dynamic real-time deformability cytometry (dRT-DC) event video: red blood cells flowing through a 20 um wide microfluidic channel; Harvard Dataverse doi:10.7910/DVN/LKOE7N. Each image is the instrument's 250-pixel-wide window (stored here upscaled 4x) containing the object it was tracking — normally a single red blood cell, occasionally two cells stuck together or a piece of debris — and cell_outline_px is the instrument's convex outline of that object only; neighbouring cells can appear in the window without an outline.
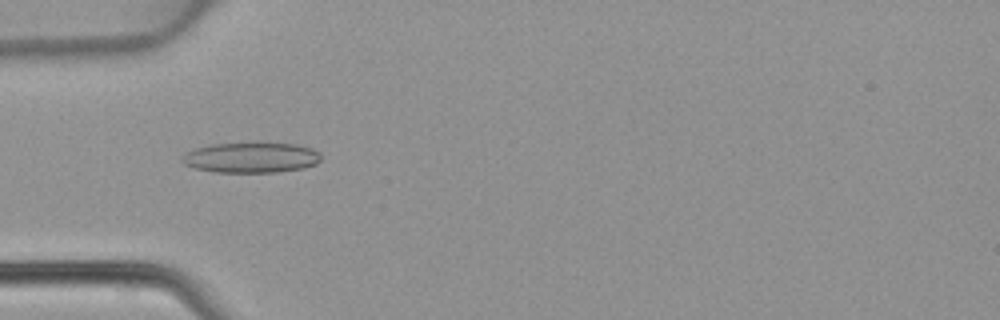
{"species": "common noctule bat (a hibernating species)", "species_latin": "Nyctalus noctula", "temperature_condition": "warm", "stored_images_in_passage": 46, "camera_frame_rate_fps": 3000, "um_per_image_px": 0.085, "animal": {"sex": "female", "body_mass_g": 22.7, "forearm_length_mm": 54.2}, "frame": {"image": 1, "passage_image": 14, "time_ms": 4.333, "image_size_px": [1000, 320], "cell_outline_px": [[320, 160], [316, 164], [304, 168], [276, 172], [212, 172], [192, 168], [184, 164], [180, 160], [180, 156], [184, 152], [208, 144], [256, 140], [296, 144], [312, 148], [320, 152]], "centroid_in_image_um": [21.3, 13.35], "position_along_channel_um": 63.7, "area_um2": 25.89}}
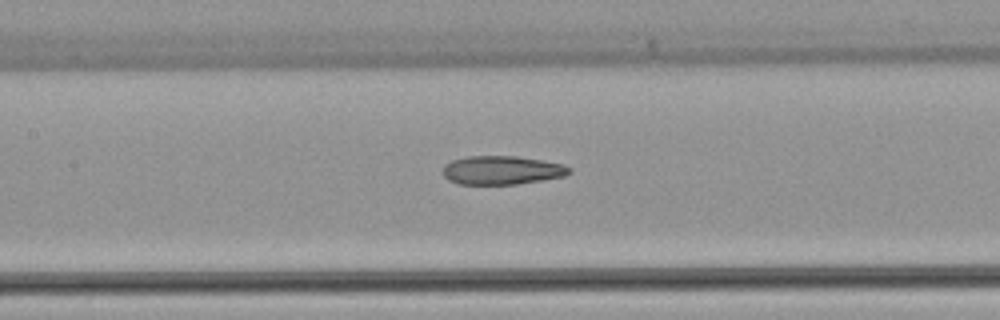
{"frame": {"image": 2, "passage_image": 21, "time_ms": 6.667, "image_size_px": [1000, 320], "cell_outline_px": [[572, 172], [564, 176], [544, 180], [516, 184], [460, 184], [448, 180], [444, 176], [444, 164], [452, 160], [468, 156], [516, 156], [564, 164], [572, 168]], "centroid_in_image_um": [42.68, 14.47], "position_along_channel_um": 164.7, "area_um2": 21.15}}
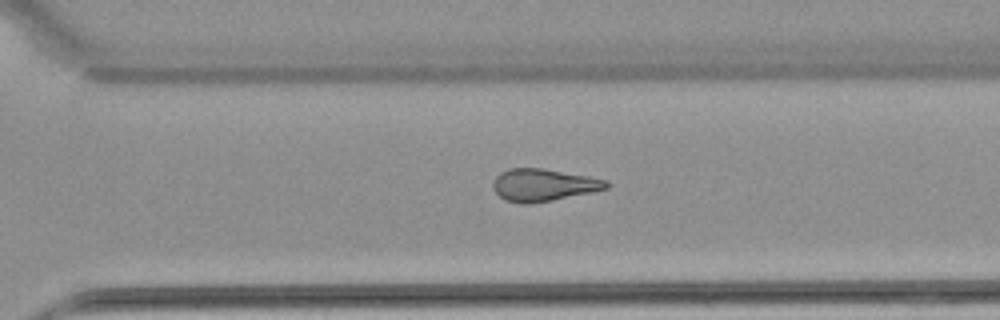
{"frame": {"image": 3, "passage_image": 32, "time_ms": 10.333, "image_size_px": [1000, 320], "cell_outline_px": [[608, 188], [592, 192], [552, 200], [528, 204], [524, 204], [504, 200], [492, 188], [492, 184], [496, 176], [500, 172], [508, 168], [544, 168], [588, 176], [608, 180]], "centroid_in_image_um": [46.17, 15.72], "position_along_channel_um": 324.4, "area_um2": 21.39}}